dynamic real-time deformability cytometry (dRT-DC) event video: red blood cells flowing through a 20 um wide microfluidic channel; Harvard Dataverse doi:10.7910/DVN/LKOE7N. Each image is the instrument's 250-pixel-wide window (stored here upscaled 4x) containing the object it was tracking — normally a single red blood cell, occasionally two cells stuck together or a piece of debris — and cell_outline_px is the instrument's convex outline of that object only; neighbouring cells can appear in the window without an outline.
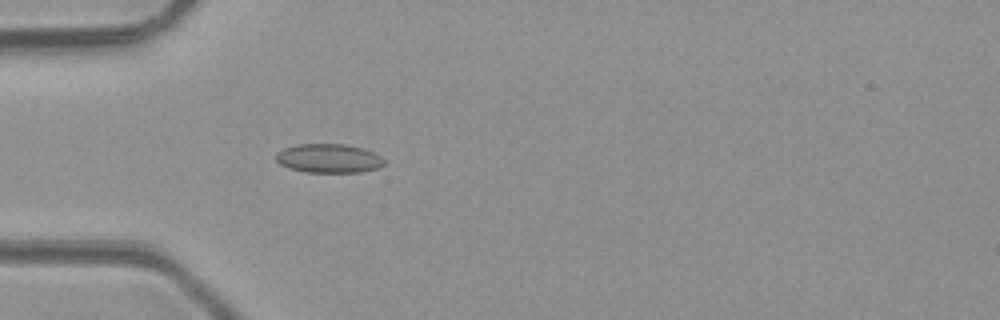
{"species": "common noctule bat (a hibernating species)", "species_latin": "Nyctalus noctula", "temperature_condition": "room temperature", "stored_images_in_passage": 6, "camera_frame_rate_fps": 3000, "um_per_image_px": 0.085, "animal": {"sex": "male", "body_mass_g": 23.1, "forearm_length_mm": 52.7}, "frame": {"image": 1, "passage_image": 6, "time_ms": 6.667, "image_size_px": [1000, 320], "cell_outline_px": [[384, 164], [376, 168], [360, 172], [304, 172], [288, 168], [280, 164], [276, 160], [276, 152], [284, 148], [296, 144], [344, 144], [364, 148], [380, 156], [384, 160]], "centroid_in_image_um": [27.9, 13.46], "position_along_channel_um": 57.1, "area_um2": 18.26}}